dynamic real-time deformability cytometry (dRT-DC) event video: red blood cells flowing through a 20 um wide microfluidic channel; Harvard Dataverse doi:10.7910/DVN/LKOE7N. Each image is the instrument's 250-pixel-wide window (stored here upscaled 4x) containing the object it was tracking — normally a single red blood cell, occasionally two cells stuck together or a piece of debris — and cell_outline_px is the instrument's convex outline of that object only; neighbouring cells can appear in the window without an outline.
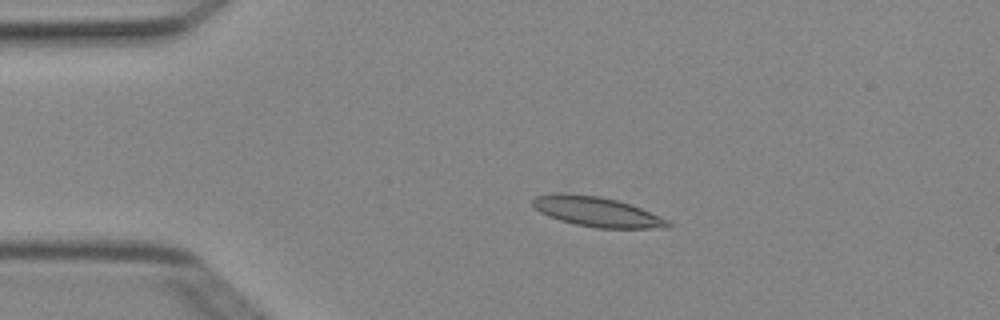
{"species": "Egyptian fruit bat (a non-hibernating species)", "species_latin": "Rousettus aegyptiacus", "temperature_condition": "cold", "stored_images_in_passage": 2, "camera_frame_rate_fps": 3000, "um_per_image_px": 0.085, "animal": {"sex": "female"}, "frame": {"image": 1, "passage_image": 1, "time_ms": 0.0, "image_size_px": [1000, 320], "cell_outline_px": [[672, 228], [596, 228], [576, 224], [560, 220], [548, 216], [540, 212], [532, 204], [532, 200], [536, 196], [556, 192], [564, 192], [600, 196], [616, 200], [640, 208], [668, 220], [672, 224]], "centroid_in_image_um": [50.71, 17.99], "position_along_channel_um": 34.3, "area_um2": 23.52}}